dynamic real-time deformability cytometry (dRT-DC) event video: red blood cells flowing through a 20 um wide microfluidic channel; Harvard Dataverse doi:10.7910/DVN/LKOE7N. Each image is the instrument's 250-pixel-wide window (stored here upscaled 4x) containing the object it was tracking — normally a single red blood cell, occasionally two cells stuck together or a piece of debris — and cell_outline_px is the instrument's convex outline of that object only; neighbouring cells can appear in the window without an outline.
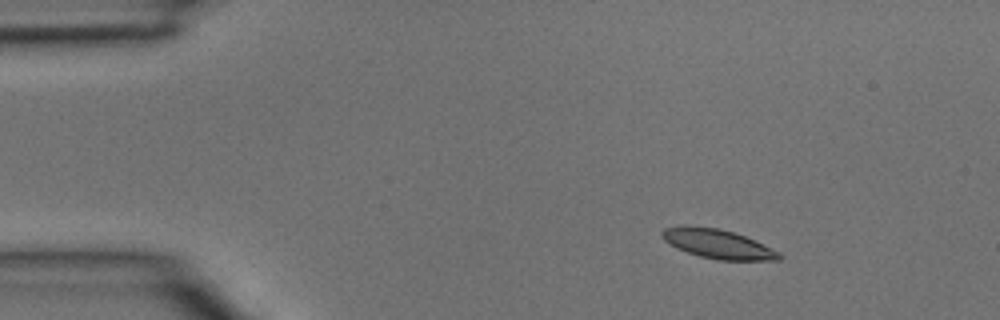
{"species": "common noctule bat (a hibernating species)", "species_latin": "Nyctalus noctula", "temperature_condition": "room temperature", "stored_images_in_passage": 4, "camera_frame_rate_fps": 3000, "um_per_image_px": 0.085, "animal": {"sex": "male", "body_mass_g": 15.6}, "frame": {"image": 1, "passage_image": 1, "time_ms": 0.0, "image_size_px": [1000, 320], "cell_outline_px": [[784, 256], [780, 260], [720, 260], [700, 256], [688, 252], [664, 240], [660, 236], [660, 232], [664, 228], [684, 224], [688, 224], [720, 228], [744, 236], [780, 252]], "centroid_in_image_um": [60.99, 20.71], "position_along_channel_um": 24.0, "area_um2": 19.94}}
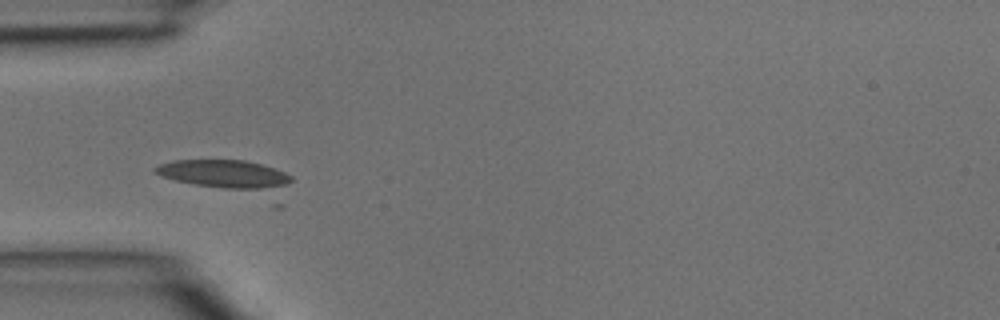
{"frame": {"image": 2, "passage_image": 3, "time_ms": 0.667, "image_size_px": [1000, 320], "cell_outline_px": [[292, 180], [288, 184], [280, 188], [224, 188], [196, 184], [176, 180], [160, 176], [152, 172], [152, 168], [160, 164], [172, 160], [244, 160], [260, 164], [284, 172], [292, 176]], "centroid_in_image_um": [19.01, 14.77], "position_along_channel_um": 66.0, "area_um2": 21.85}}